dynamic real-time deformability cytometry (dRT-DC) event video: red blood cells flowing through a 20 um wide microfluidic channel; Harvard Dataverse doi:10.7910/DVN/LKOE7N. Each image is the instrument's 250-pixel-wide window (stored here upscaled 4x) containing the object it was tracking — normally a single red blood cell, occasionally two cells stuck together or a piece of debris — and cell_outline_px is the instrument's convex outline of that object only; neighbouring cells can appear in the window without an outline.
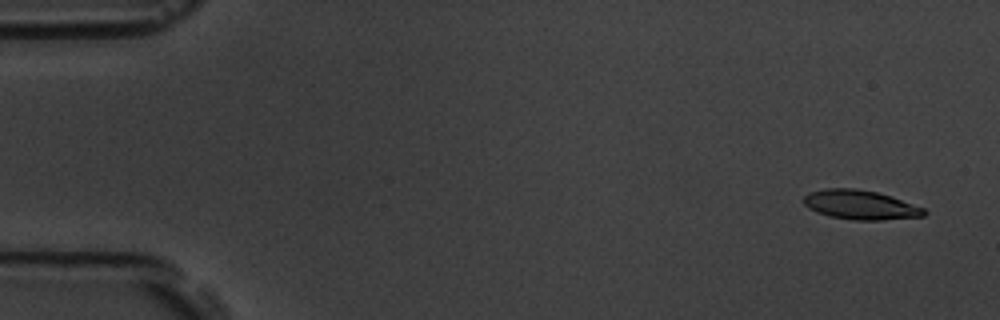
{"species": "common noctule bat (a hibernating species)", "species_latin": "Nyctalus noctula", "temperature_condition": "room temperature", "stored_images_in_passage": 5, "camera_frame_rate_fps": 3000, "um_per_image_px": 0.085, "animal": {"sex": "male", "body_mass_g": 19.5, "forearm_length_mm": 54.6}, "frame": {"image": 1, "passage_image": 1, "time_ms": 0.0, "image_size_px": [1000, 320], "cell_outline_px": [[928, 212], [924, 216], [880, 220], [852, 220], [832, 216], [808, 208], [804, 204], [804, 196], [808, 192], [824, 188], [856, 188], [876, 192], [892, 196], [924, 208]], "centroid_in_image_um": [73.15, 17.4], "position_along_channel_um": 11.9, "area_um2": 20.52}}
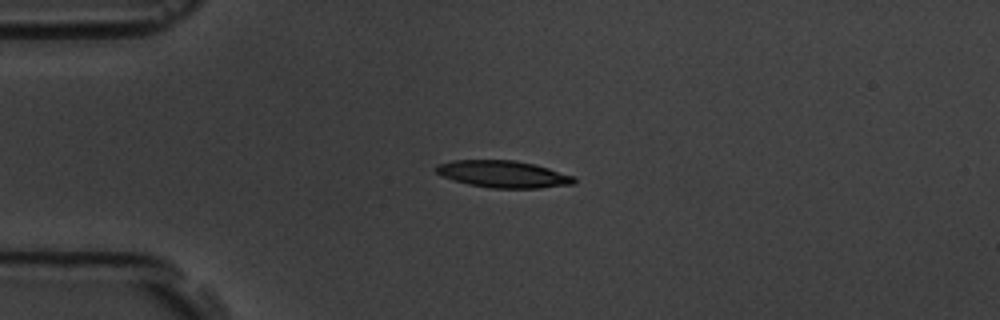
{"frame": {"image": 2, "passage_image": 4, "time_ms": 3.667, "image_size_px": [1000, 320], "cell_outline_px": [[576, 184], [540, 188], [492, 188], [468, 184], [444, 176], [436, 172], [436, 164], [452, 160], [516, 160], [536, 164], [576, 176]], "centroid_in_image_um": [42.85, 14.79], "position_along_channel_um": 42.2, "area_um2": 21.85}}